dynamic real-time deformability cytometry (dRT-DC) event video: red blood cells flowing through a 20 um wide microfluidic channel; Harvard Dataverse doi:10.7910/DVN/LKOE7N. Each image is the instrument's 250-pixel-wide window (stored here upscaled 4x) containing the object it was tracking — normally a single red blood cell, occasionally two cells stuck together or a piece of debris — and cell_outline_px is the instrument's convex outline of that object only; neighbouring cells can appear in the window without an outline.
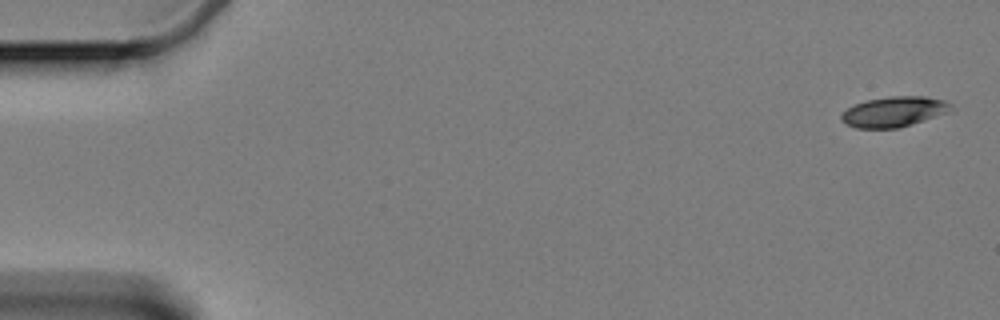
{"species": "Egyptian fruit bat (a non-hibernating species)", "species_latin": "Rousettus aegyptiacus", "temperature_condition": "cold", "stored_images_in_passage": 18, "camera_frame_rate_fps": 3000, "um_per_image_px": 0.085, "animal": {"sex": "female"}, "frame": {"image": 1, "passage_image": 1, "time_ms": 0.0, "image_size_px": [1000, 320], "cell_outline_px": [[956, 108], [952, 112], [912, 124], [896, 128], [856, 128], [840, 120], [840, 112], [864, 100], [888, 96], [924, 96], [944, 100], [952, 104]], "centroid_in_image_um": [76.03, 9.48], "position_along_channel_um": 9.0, "area_um2": 19.71}}
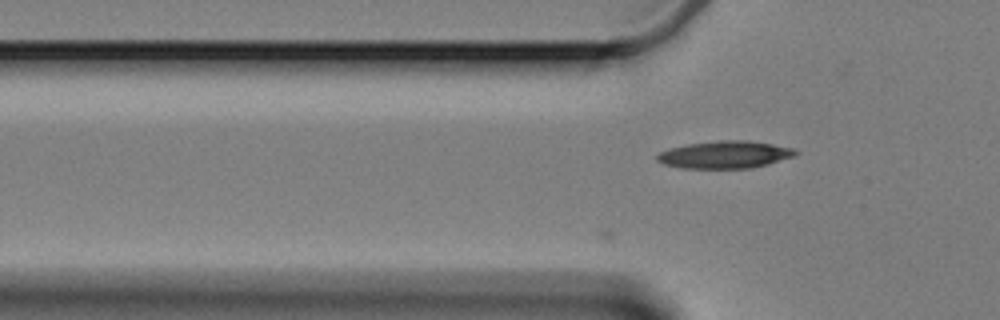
{"frame": {"image": 2, "passage_image": 18, "time_ms": 5.667, "image_size_px": [1000, 320], "cell_outline_px": [[800, 152], [796, 156], [768, 164], [752, 168], [680, 168], [664, 164], [656, 160], [656, 156], [660, 152], [668, 148], [688, 144], [716, 140], [748, 140], [772, 144], [792, 148]], "centroid_in_image_um": [61.62, 13.14], "position_along_channel_um": 64.2, "area_um2": 22.25}}